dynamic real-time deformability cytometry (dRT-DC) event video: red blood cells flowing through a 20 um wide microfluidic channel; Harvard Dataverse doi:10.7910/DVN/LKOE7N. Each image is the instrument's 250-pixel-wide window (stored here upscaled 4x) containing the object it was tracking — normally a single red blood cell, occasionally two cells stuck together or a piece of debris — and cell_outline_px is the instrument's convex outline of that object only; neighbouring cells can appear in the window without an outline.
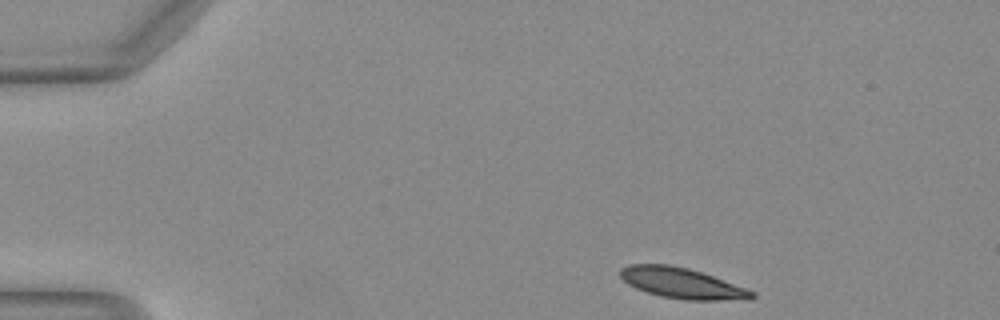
{"species": "Egyptian fruit bat (a non-hibernating species)", "species_latin": "Rousettus aegyptiacus", "temperature_condition": "warm", "stored_images_in_passage": 43, "camera_frame_rate_fps": 3000, "um_per_image_px": 0.085, "animal": {"sex": "female"}, "frame": {"image": 1, "passage_image": 1, "time_ms": 0.0, "image_size_px": [1000, 320], "cell_outline_px": [[756, 296], [748, 300], [684, 300], [660, 296], [636, 288], [628, 284], [620, 276], [620, 268], [628, 264], [668, 264], [688, 268], [712, 276], [756, 292]], "centroid_in_image_um": [57.96, 24.07], "position_along_channel_um": 27.0, "area_um2": 23.41}}
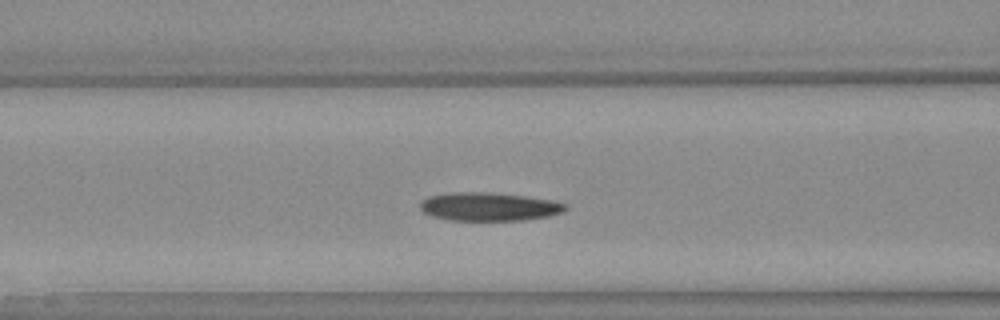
{"frame": {"image": 2, "passage_image": 14, "time_ms": 4.333, "image_size_px": [1000, 320], "cell_outline_px": [[568, 208], [564, 212], [548, 216], [524, 220], [448, 220], [428, 216], [420, 208], [420, 204], [428, 196], [452, 192], [488, 192], [524, 196], [552, 200], [568, 204]], "centroid_in_image_um": [41.57, 17.57], "position_along_channel_um": 125.0, "area_um2": 24.16}}
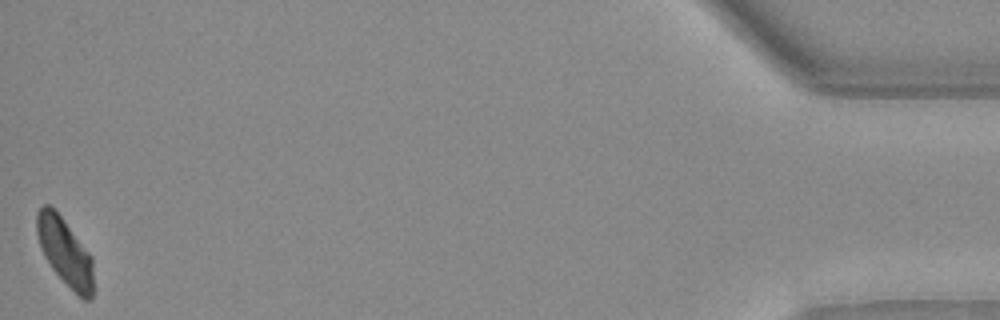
{"frame": {"image": 3, "passage_image": 43, "time_ms": 14.0, "image_size_px": [1000, 320], "cell_outline_px": [[92, 300], [84, 300], [52, 268], [44, 256], [36, 232], [36, 212], [44, 204], [48, 204], [60, 216], [92, 256]], "centroid_in_image_um": [5.5, 21.38], "position_along_channel_um": 429.7, "area_um2": 21.56}, "authors_computed_cell_mechanics": {"area_um2": 24.3338, "velocity_mm_per_s": 4.0977, "shape_relaxation_time_tau1_ms": 4.6784, "shape_relaxation_time_tau2_ms": 5.2856, "deformation_change_tau1": 0.1373, "deformation_change_tau2": 0.1038}}